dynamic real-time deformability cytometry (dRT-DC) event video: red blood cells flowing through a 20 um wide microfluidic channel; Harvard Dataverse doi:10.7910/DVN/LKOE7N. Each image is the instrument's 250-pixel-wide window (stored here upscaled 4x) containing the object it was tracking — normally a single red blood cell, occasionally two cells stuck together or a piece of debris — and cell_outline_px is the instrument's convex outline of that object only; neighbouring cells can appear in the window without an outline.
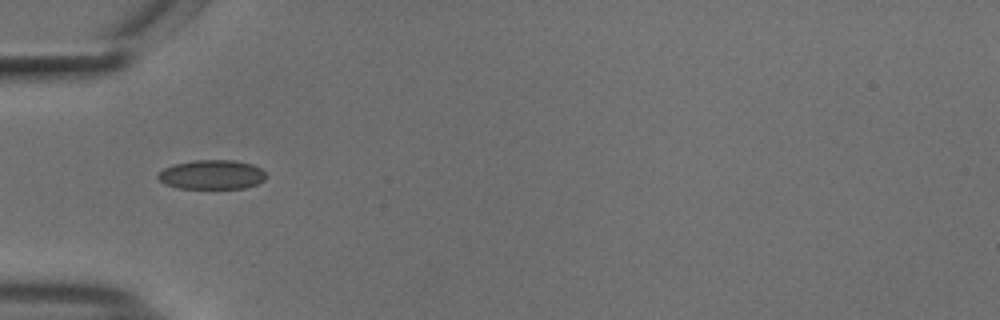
{"species": "common noctule bat (a hibernating species)", "species_latin": "Nyctalus noctula", "temperature_condition": "cold", "stored_images_in_passage": 37, "camera_frame_rate_fps": 3000, "um_per_image_px": 0.085, "animal": {"sex": "male", "body_mass_g": 18.8}, "frame": {"image": 1, "passage_image": 1, "time_ms": 0.0, "image_size_px": [1000, 320], "cell_outline_px": [[268, 176], [264, 180], [256, 184], [244, 188], [180, 188], [164, 184], [156, 176], [164, 168], [176, 164], [192, 160], [236, 160], [252, 164], [260, 168]], "centroid_in_image_um": [18.02, 14.84], "position_along_channel_um": 67.0, "area_um2": 18.44}}
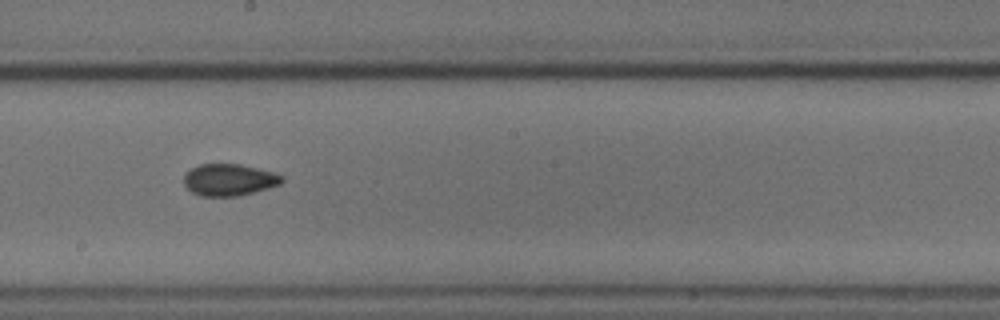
{"frame": {"image": 2, "passage_image": 14, "time_ms": 4.333, "image_size_px": [1000, 320], "cell_outline_px": [[284, 180], [280, 184], [268, 188], [236, 196], [200, 196], [192, 192], [184, 184], [184, 176], [192, 168], [200, 164], [240, 164], [276, 172], [284, 176]], "centroid_in_image_um": [19.51, 15.28], "position_along_channel_um": 228.7, "area_um2": 18.15}}
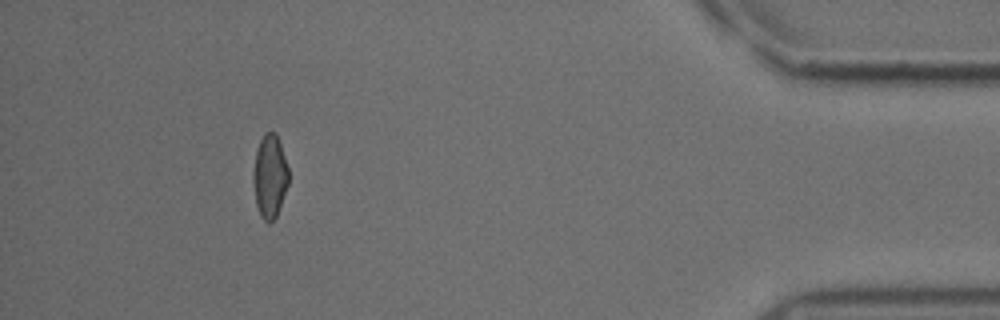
{"frame": {"image": 3, "passage_image": 33, "time_ms": 10.667, "image_size_px": [1000, 320], "cell_outline_px": [[288, 184], [276, 216], [268, 224], [260, 216], [256, 204], [252, 180], [252, 172], [256, 148], [264, 132], [276, 132], [288, 168]], "centroid_in_image_um": [22.9, 14.97], "position_along_channel_um": 412.3, "area_um2": 17.22}, "authors_computed_cell_mechanics": {"area_um2": 17.6868, "velocity_mm_per_s": 3.7425, "shape_relaxation_time_tau1_ms": null, "shape_relaxation_time_tau2_ms": 2.2013, "deformation_change_tau1": null, "deformation_change_tau2": 0.072}}